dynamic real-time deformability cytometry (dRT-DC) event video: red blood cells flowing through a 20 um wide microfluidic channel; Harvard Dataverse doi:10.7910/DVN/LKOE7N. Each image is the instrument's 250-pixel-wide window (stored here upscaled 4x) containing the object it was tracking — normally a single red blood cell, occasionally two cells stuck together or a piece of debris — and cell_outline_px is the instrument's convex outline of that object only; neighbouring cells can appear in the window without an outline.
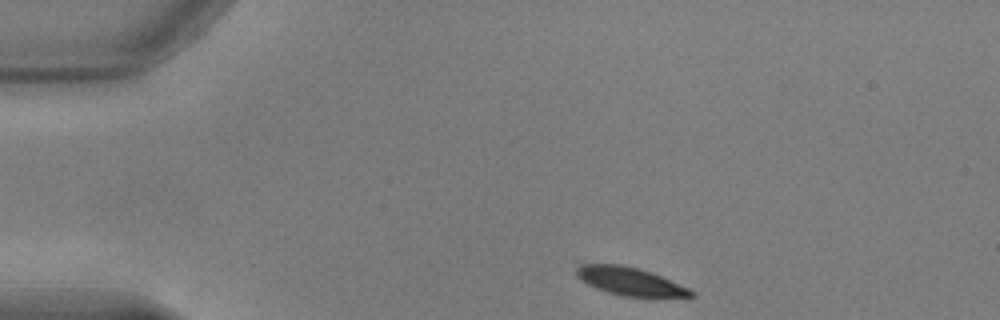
{"species": "common noctule bat (a hibernating species)", "species_latin": "Nyctalus noctula", "temperature_condition": "warm", "stored_images_in_passage": 41, "camera_frame_rate_fps": 3000, "um_per_image_px": 0.085, "animal": {"sex": "male", "body_mass_g": 17.9, "forearm_length_mm": 54.2}, "frame": {"image": 1, "passage_image": 1, "time_ms": 0.0, "image_size_px": [1000, 320], "cell_outline_px": [[696, 296], [624, 296], [608, 292], [596, 288], [580, 280], [576, 276], [576, 268], [580, 264], [620, 264], [636, 268], [660, 276], [688, 288], [696, 292]], "centroid_in_image_um": [53.49, 23.9], "position_along_channel_um": 31.5, "area_um2": 18.26}}
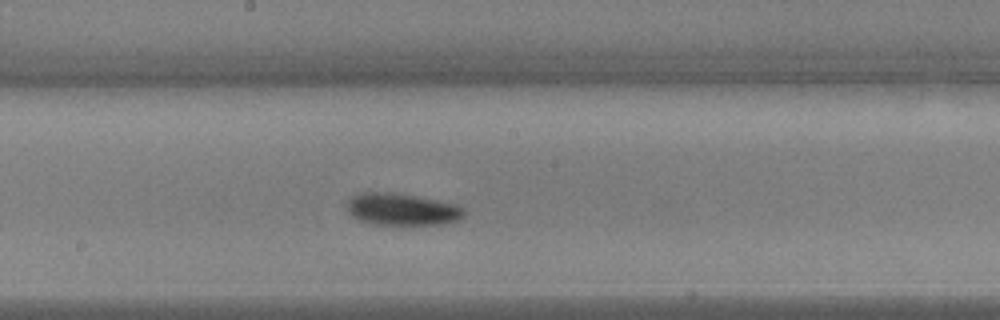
{"frame": {"image": 2, "passage_image": 20, "time_ms": 6.333, "image_size_px": [1000, 320], "cell_outline_px": [[464, 216], [460, 220], [444, 224], [372, 224], [360, 220], [352, 216], [348, 212], [348, 200], [352, 196], [360, 192], [388, 192], [416, 196], [460, 204], [464, 208]], "centroid_in_image_um": [34.21, 17.79], "position_along_channel_um": 214.0, "area_um2": 21.96}}
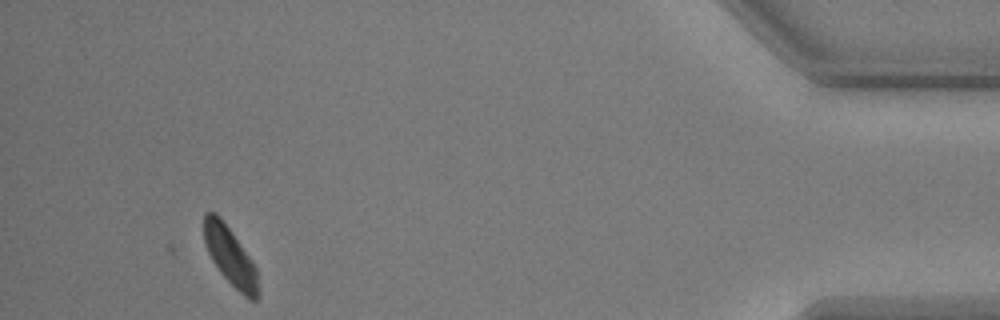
{"frame": {"image": 3, "passage_image": 41, "time_ms": 13.333, "image_size_px": [1000, 320], "cell_outline_px": [[260, 296], [256, 300], [248, 300], [220, 272], [212, 260], [208, 252], [204, 240], [204, 212], [216, 212], [220, 216], [248, 256], [256, 268], [260, 292]], "centroid_in_image_um": [19.58, 21.81], "position_along_channel_um": 415.6, "area_um2": 18.15}, "authors_computed_cell_mechanics": {"area_um2": 20.4034, "velocity_mm_per_s": 3.7814, "shape_relaxation_time_tau1_ms": 2.2538, "shape_relaxation_time_tau2_ms": null, "deformation_change_tau1": 0.1344, "deformation_change_tau2": null}}